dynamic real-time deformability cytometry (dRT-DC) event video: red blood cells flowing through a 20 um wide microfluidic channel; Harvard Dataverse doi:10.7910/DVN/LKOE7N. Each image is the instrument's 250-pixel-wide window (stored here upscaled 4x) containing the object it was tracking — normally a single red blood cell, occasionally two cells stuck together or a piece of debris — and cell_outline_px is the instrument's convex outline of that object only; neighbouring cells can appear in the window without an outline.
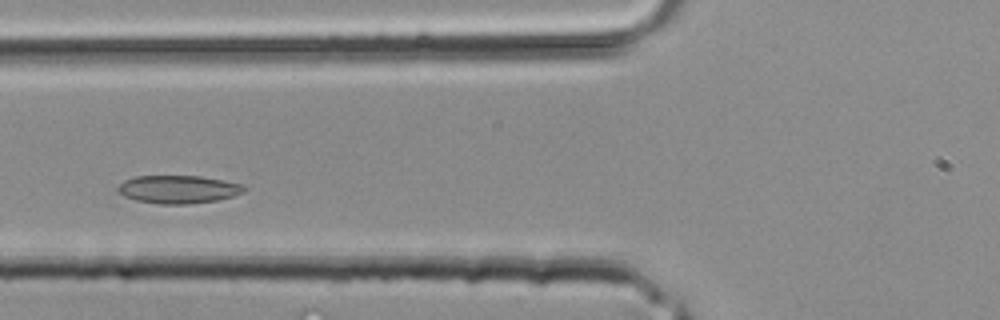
{"species": "common noctule bat (a hibernating species)", "species_latin": "Nyctalus noctula", "temperature_condition": "room temperature", "stored_images_in_passage": 28, "camera_frame_rate_fps": 3000, "um_per_image_px": 0.085, "animal": {"sex": "male", "body_mass_g": 20.4}, "frame": {"image": 1, "passage_image": 7, "time_ms": 2.0, "image_size_px": [1000, 320], "cell_outline_px": [[248, 188], [244, 192], [232, 196], [216, 200], [188, 204], [160, 204], [136, 200], [124, 196], [116, 192], [116, 188], [124, 180], [136, 176], [200, 176], [224, 180], [244, 184]], "centroid_in_image_um": [15.16, 16.09], "position_along_channel_um": 110.6, "area_um2": 20.75}}
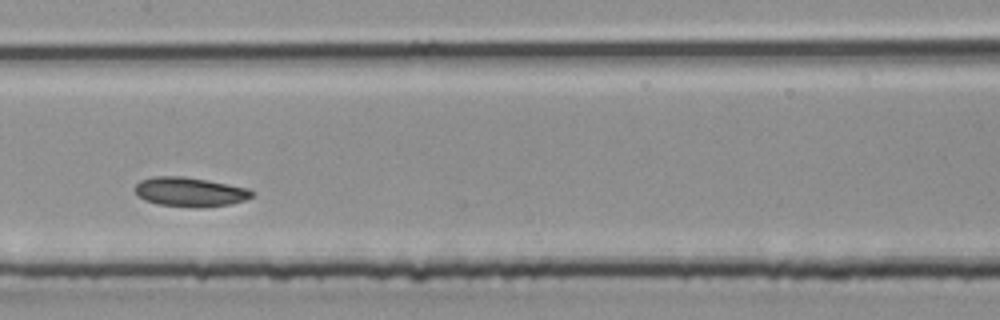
{"frame": {"image": 2, "passage_image": 11, "time_ms": 3.333, "image_size_px": [1000, 320], "cell_outline_px": [[256, 192], [252, 196], [244, 200], [232, 204], [200, 208], [196, 208], [156, 204], [144, 200], [136, 196], [136, 184], [140, 180], [152, 176], [184, 176], [208, 180], [248, 188]], "centroid_in_image_um": [16.14, 16.32], "position_along_channel_um": 191.3, "area_um2": 20.29}}
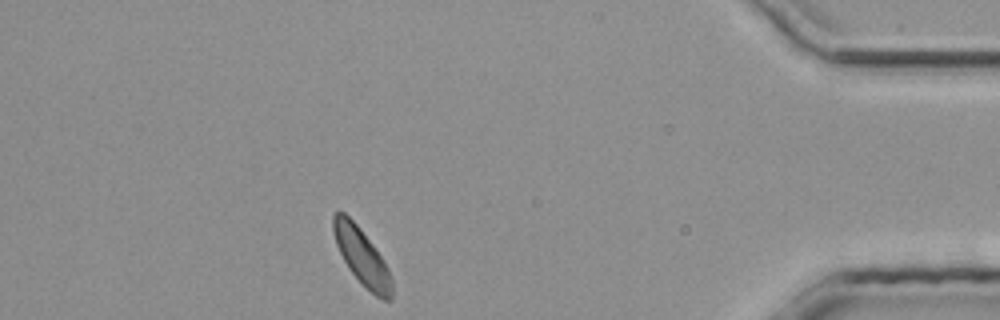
{"frame": {"image": 3, "passage_image": 24, "time_ms": 7.667, "image_size_px": [1000, 320], "cell_outline_px": [[392, 300], [384, 300], [376, 296], [348, 268], [336, 244], [332, 228], [332, 216], [336, 212], [344, 212], [360, 228], [372, 244], [388, 268], [392, 280]], "centroid_in_image_um": [30.75, 21.79], "position_along_channel_um": 404.5, "area_um2": 18.79}}